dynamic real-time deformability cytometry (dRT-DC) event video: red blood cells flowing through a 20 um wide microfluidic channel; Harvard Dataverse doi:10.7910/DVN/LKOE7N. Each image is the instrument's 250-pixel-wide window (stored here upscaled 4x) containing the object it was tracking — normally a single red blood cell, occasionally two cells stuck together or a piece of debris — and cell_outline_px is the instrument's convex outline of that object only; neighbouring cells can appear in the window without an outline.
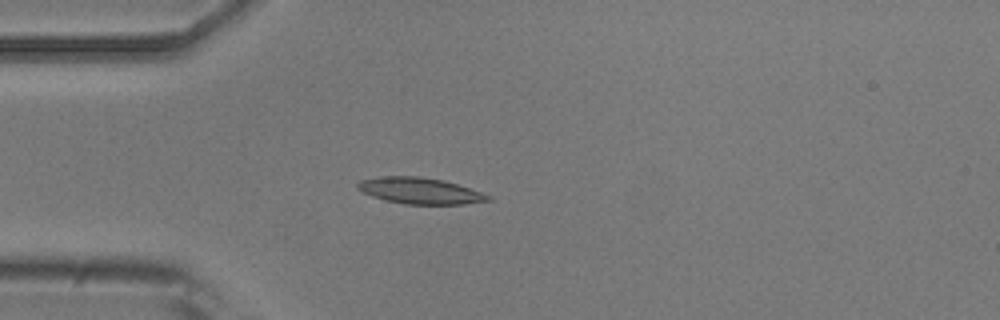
{"species": "common noctule bat (a hibernating species)", "species_latin": "Nyctalus noctula", "temperature_condition": "room temperature", "stored_images_in_passage": 3, "camera_frame_rate_fps": 3000, "um_per_image_px": 0.085, "animal": {"sex": "male", "body_mass_g": 20.5, "forearm_length_mm": 52.5}, "frame": {"image": 1, "passage_image": 2, "time_ms": 1.333, "image_size_px": [1000, 320], "cell_outline_px": [[492, 200], [464, 204], [404, 204], [384, 200], [372, 196], [356, 188], [356, 184], [360, 180], [380, 176], [416, 176], [444, 180], [492, 196]], "centroid_in_image_um": [35.67, 16.21], "position_along_channel_um": 49.3, "area_um2": 19.88}}